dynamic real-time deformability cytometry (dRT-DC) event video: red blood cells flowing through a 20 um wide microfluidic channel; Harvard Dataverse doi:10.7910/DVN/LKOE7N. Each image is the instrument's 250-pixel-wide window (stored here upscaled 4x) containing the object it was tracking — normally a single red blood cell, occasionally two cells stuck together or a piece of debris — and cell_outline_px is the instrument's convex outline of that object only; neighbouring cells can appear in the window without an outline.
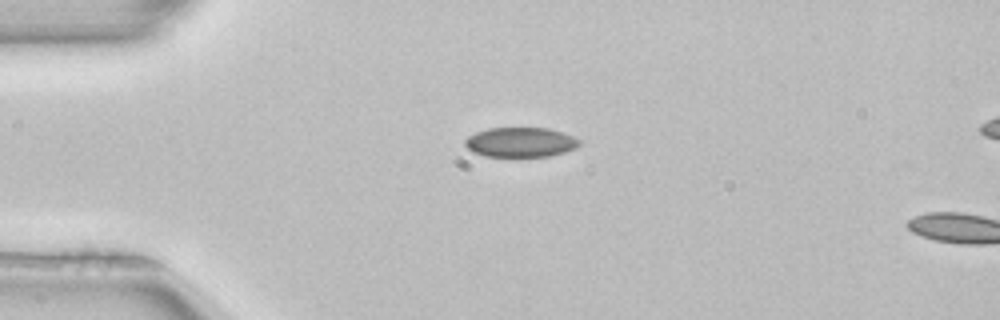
{"species": "common noctule bat (a hibernating species)", "species_latin": "Nyctalus noctula", "temperature_condition": "room temperature", "stored_images_in_passage": 4, "camera_frame_rate_fps": 3000, "um_per_image_px": 0.085, "animal": {"sex": "female", "body_mass_g": 22.7, "forearm_length_mm": 54.2}, "frame": {"image": 1, "passage_image": 1, "time_ms": 0.0, "image_size_px": [1000, 320], "cell_outline_px": [[580, 144], [576, 148], [564, 152], [548, 156], [484, 156], [472, 152], [464, 144], [464, 140], [468, 136], [476, 132], [488, 128], [548, 128], [572, 136], [580, 140]], "centroid_in_image_um": [44.21, 12.09], "position_along_channel_um": 40.8, "area_um2": 19.71}}